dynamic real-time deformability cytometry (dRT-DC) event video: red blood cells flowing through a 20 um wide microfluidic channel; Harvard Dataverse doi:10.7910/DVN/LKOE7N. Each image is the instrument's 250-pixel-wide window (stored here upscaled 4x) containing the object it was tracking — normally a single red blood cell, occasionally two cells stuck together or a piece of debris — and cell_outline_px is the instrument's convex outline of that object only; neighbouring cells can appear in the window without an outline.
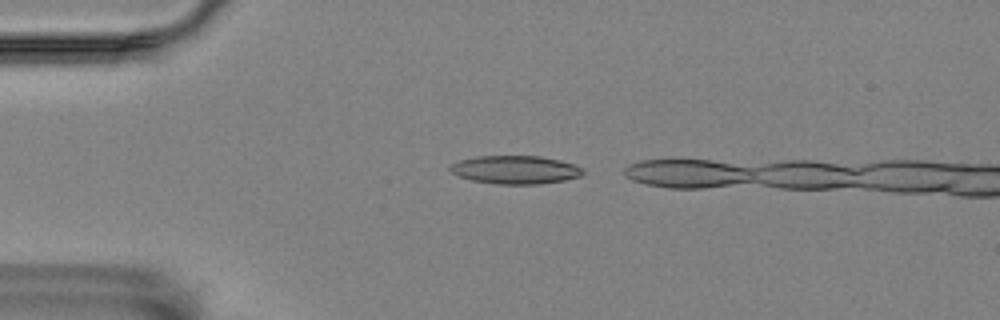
{"species": "Egyptian fruit bat (a non-hibernating species)", "species_latin": "Rousettus aegyptiacus", "temperature_condition": "room temperature", "stored_images_in_passage": 8, "camera_frame_rate_fps": 3000, "um_per_image_px": 0.085, "animal": {"sex": "female"}, "frame": {"image": 1, "passage_image": 1, "time_ms": 0.0, "image_size_px": [1000, 320], "cell_outline_px": [[584, 172], [580, 176], [564, 180], [540, 184], [496, 184], [472, 180], [460, 176], [452, 172], [448, 168], [452, 164], [460, 160], [480, 156], [540, 156], [560, 160], [572, 164], [580, 168]], "centroid_in_image_um": [43.8, 14.43], "position_along_channel_um": 41.2, "area_um2": 21.62}}